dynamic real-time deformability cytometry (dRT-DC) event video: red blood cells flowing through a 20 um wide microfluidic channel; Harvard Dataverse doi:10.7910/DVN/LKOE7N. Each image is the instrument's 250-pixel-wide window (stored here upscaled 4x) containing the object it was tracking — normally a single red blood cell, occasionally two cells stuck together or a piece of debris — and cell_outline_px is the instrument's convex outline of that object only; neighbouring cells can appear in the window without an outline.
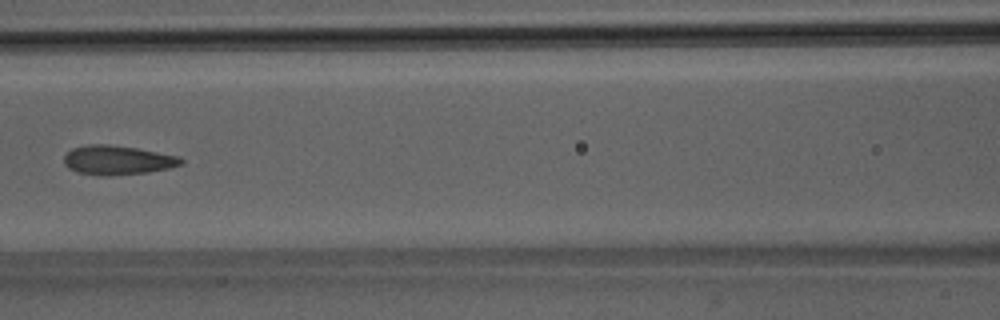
{"species": "Egyptian fruit bat (a non-hibernating species)", "species_latin": "Rousettus aegyptiacus", "temperature_condition": "room temperature", "stored_images_in_passage": 8, "camera_frame_rate_fps": 3000, "um_per_image_px": 0.085, "animal": {"sex": "male"}, "frame": {"image": 1, "passage_image": 6, "time_ms": 6.667, "image_size_px": [1000, 320], "cell_outline_px": [[184, 164], [168, 168], [148, 172], [108, 176], [104, 176], [76, 172], [68, 168], [64, 164], [64, 156], [72, 148], [88, 144], [108, 144], [136, 148], [180, 156], [184, 160]], "centroid_in_image_um": [9.99, 13.61], "position_along_channel_um": 156.6, "area_um2": 20.06}}